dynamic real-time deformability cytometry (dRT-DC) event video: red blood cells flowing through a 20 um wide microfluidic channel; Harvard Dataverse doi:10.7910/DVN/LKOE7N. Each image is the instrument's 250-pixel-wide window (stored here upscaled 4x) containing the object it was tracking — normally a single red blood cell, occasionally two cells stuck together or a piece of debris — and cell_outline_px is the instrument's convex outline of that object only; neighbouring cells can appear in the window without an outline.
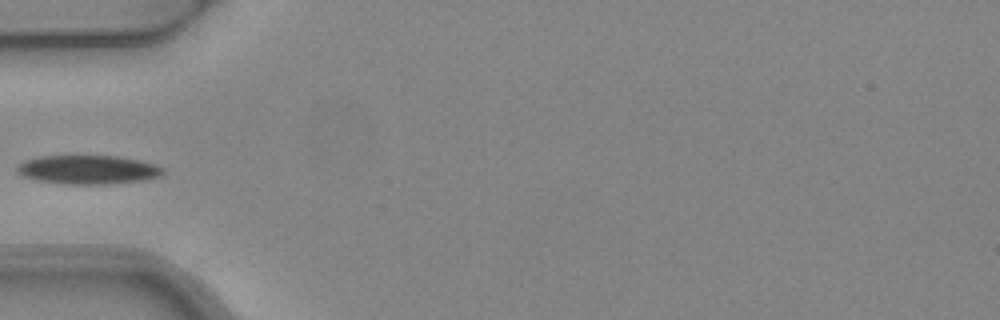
{"species": "common noctule bat (a hibernating species)", "species_latin": "Nyctalus noctula", "temperature_condition": "warm", "stored_images_in_passage": 5, "camera_frame_rate_fps": 3000, "um_per_image_px": 0.085, "animal": {"sex": "female", "body_mass_g": 24.6, "forearm_length_mm": 56.2}, "frame": {"image": 1, "passage_image": 5, "time_ms": 1.333, "image_size_px": [1000, 320], "cell_outline_px": [[164, 172], [160, 176], [144, 180], [104, 184], [64, 184], [36, 180], [24, 176], [16, 172], [16, 164], [24, 160], [40, 156], [116, 156], [140, 160], [156, 164], [164, 168]], "centroid_in_image_um": [7.46, 14.42], "position_along_channel_um": 77.5, "area_um2": 24.68}}